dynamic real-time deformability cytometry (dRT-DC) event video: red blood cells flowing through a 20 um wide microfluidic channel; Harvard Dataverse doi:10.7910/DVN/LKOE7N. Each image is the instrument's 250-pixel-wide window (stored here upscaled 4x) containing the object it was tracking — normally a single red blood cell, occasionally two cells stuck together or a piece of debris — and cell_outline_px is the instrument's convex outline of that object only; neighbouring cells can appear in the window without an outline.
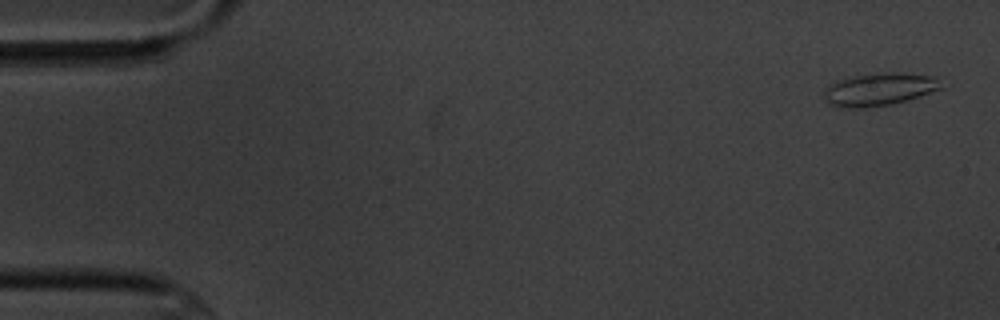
{"species": "common noctule bat (a hibernating species)", "species_latin": "Nyctalus noctula", "temperature_condition": "cold", "stored_images_in_passage": 5, "camera_frame_rate_fps": 3000, "um_per_image_px": 0.085, "animal": {"sex": "male", "body_mass_g": 20.1, "forearm_length_mm": 53.5}, "frame": {"image": 1, "passage_image": 1, "time_ms": 0.0, "image_size_px": [1000, 320], "cell_outline_px": [[944, 88], [920, 96], [892, 104], [864, 108], [848, 108], [828, 104], [824, 100], [824, 92], [828, 84], [836, 80], [852, 76], [888, 72], [900, 72], [932, 76]], "centroid_in_image_um": [74.69, 7.6], "position_along_channel_um": 10.3, "area_um2": 22.37}}
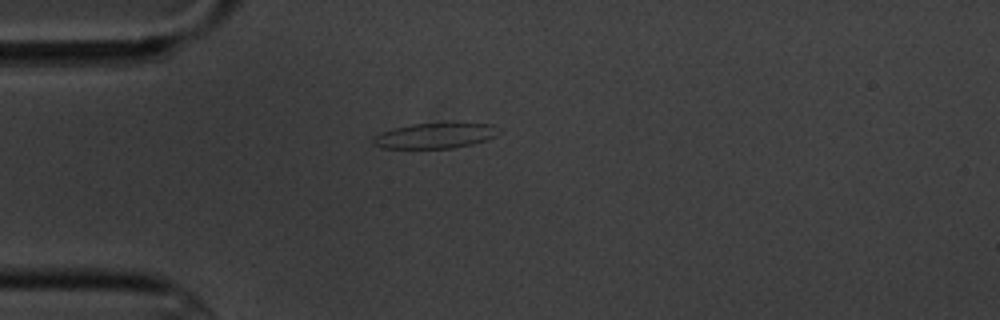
{"frame": {"image": 2, "passage_image": 5, "time_ms": 4.333, "image_size_px": [1000, 320], "cell_outline_px": [[496, 136], [472, 144], [452, 148], [380, 148], [372, 144], [372, 136], [380, 132], [392, 128], [412, 124], [452, 120], [492, 124]], "centroid_in_image_um": [36.91, 11.48], "position_along_channel_um": 48.1, "area_um2": 19.31}}